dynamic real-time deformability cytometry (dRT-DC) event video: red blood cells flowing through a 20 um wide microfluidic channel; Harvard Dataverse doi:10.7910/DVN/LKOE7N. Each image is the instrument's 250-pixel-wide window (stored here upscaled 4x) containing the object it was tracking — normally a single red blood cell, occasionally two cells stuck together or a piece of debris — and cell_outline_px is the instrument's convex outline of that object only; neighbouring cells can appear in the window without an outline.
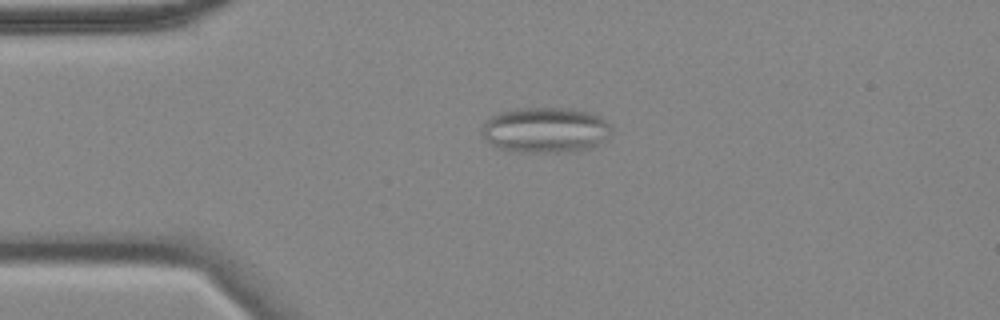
{"species": "common noctule bat (a hibernating species)", "species_latin": "Nyctalus noctula", "temperature_condition": "cold", "stored_images_in_passage": 56, "camera_frame_rate_fps": 3000, "um_per_image_px": 0.085, "animal": {"sex": "female", "body_mass_g": 18.4}, "frame": {"image": 1, "passage_image": 12, "time_ms": 3.667, "image_size_px": [1000, 320], "cell_outline_px": [[612, 132], [608, 136], [592, 148], [576, 152], [512, 152], [500, 148], [484, 140], [480, 132], [480, 128], [484, 120], [500, 112], [512, 108], [572, 108], [588, 112], [600, 116], [612, 124]], "centroid_in_image_um": [46.34, 11.05], "position_along_channel_um": 38.7, "area_um2": 35.14}}
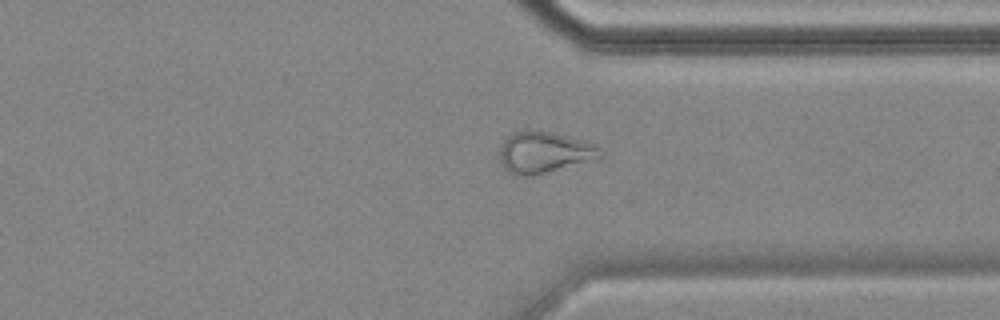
{"frame": {"image": 2, "passage_image": 42, "time_ms": 13.667, "image_size_px": [1000, 320], "cell_outline_px": [[600, 160], [528, 176], [520, 176], [508, 172], [504, 168], [500, 160], [500, 148], [504, 140], [512, 132], [552, 132], [596, 144], [600, 148]], "centroid_in_image_um": [46.29, 12.98], "position_along_channel_um": 365.1, "area_um2": 24.04}, "authors_computed_cell_mechanics": {"area_um2": 26.0389, "velocity_mm_per_s": 3.5161, "shape_relaxation_time_tau1_ms": null, "shape_relaxation_time_tau2_ms": 2.3243, "deformation_change_tau1": null, "deformation_change_tau2": 0.0897}}